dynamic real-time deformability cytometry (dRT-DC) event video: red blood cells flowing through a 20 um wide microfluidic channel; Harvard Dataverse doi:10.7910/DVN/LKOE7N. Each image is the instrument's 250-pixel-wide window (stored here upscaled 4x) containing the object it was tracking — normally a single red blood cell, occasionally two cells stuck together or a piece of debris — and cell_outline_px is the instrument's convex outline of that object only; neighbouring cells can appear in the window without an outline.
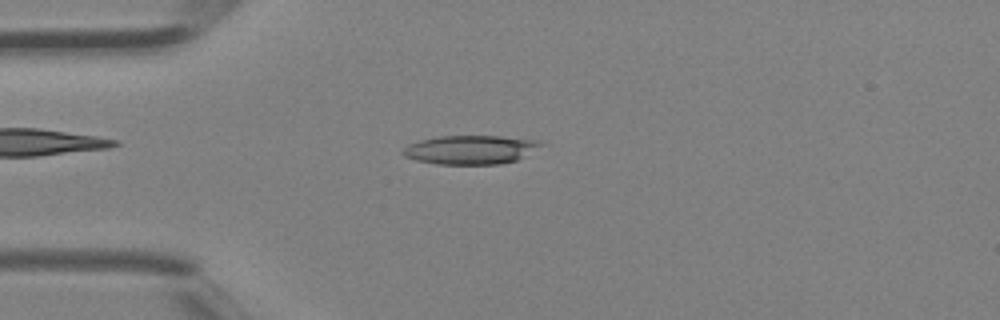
{"species": "Egyptian fruit bat (a non-hibernating species)", "species_latin": "Rousettus aegyptiacus", "temperature_condition": "room temperature", "stored_images_in_passage": 40, "camera_frame_rate_fps": 3000, "um_per_image_px": 0.085, "animal": {"sex": "female"}, "frame": {"image": 1, "passage_image": 10, "time_ms": 3.0, "image_size_px": [1000, 320], "cell_outline_px": [[544, 144], [516, 160], [500, 164], [436, 164], [416, 160], [404, 156], [400, 152], [408, 144], [420, 140], [440, 136], [500, 136], [536, 140]], "centroid_in_image_um": [39.94, 12.72], "position_along_channel_um": 45.1, "area_um2": 23.0}}
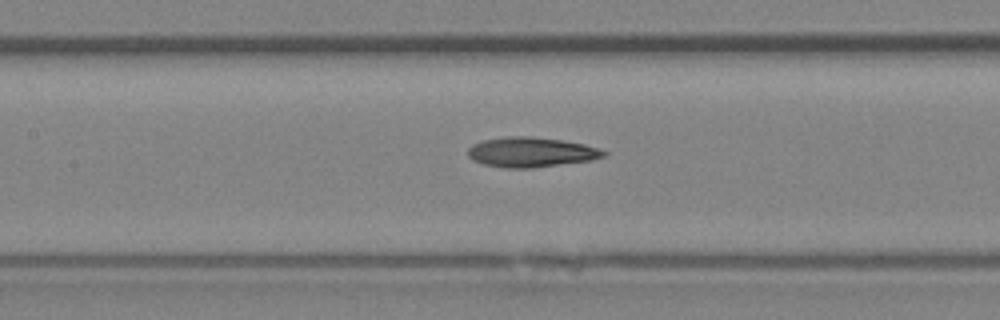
{"frame": {"image": 2, "passage_image": 18, "time_ms": 5.667, "image_size_px": [1000, 320], "cell_outline_px": [[608, 156], [592, 160], [532, 168], [504, 168], [484, 164], [472, 160], [468, 156], [468, 148], [472, 144], [484, 140], [508, 136], [532, 136], [560, 140], [584, 144], [600, 148], [608, 152]], "centroid_in_image_um": [45.17, 12.94], "position_along_channel_um": 162.2, "area_um2": 23.81}}
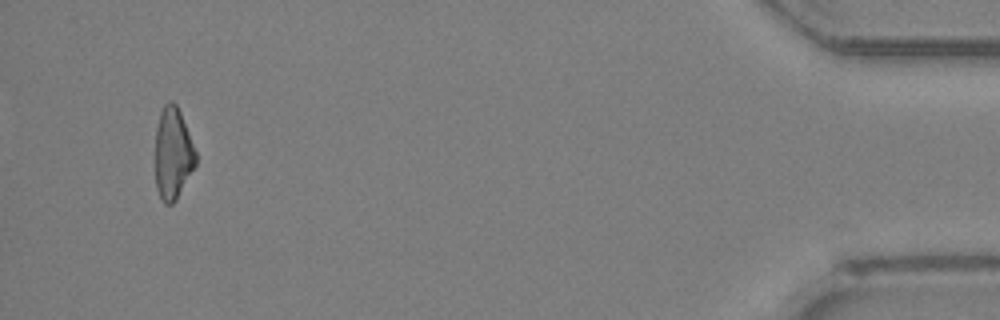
{"frame": {"image": 3, "passage_image": 38, "time_ms": 12.333, "image_size_px": [1000, 320], "cell_outline_px": [[196, 164], [176, 200], [172, 204], [164, 204], [156, 188], [156, 128], [160, 112], [164, 104], [168, 100], [172, 100], [176, 104], [180, 112], [196, 152]], "centroid_in_image_um": [14.69, 13.04], "position_along_channel_um": 420.5, "area_um2": 21.5}}